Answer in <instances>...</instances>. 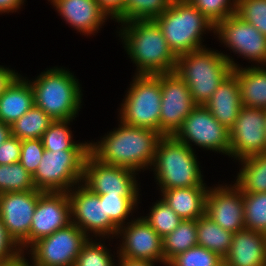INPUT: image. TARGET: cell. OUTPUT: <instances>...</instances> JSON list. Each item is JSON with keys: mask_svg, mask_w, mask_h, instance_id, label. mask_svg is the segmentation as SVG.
Returning a JSON list of instances; mask_svg holds the SVG:
<instances>
[{"mask_svg": "<svg viewBox=\"0 0 266 266\" xmlns=\"http://www.w3.org/2000/svg\"><path fill=\"white\" fill-rule=\"evenodd\" d=\"M119 122V127L105 134L100 141L89 142V153L101 163L135 172L152 168L163 135L152 129Z\"/></svg>", "mask_w": 266, "mask_h": 266, "instance_id": "6da1fadb", "label": "cell"}, {"mask_svg": "<svg viewBox=\"0 0 266 266\" xmlns=\"http://www.w3.org/2000/svg\"><path fill=\"white\" fill-rule=\"evenodd\" d=\"M121 26L119 37L137 66L135 74L155 75L175 71L177 57L154 20L129 21L121 23Z\"/></svg>", "mask_w": 266, "mask_h": 266, "instance_id": "7a4b0ae2", "label": "cell"}, {"mask_svg": "<svg viewBox=\"0 0 266 266\" xmlns=\"http://www.w3.org/2000/svg\"><path fill=\"white\" fill-rule=\"evenodd\" d=\"M233 59L204 47L177 56L174 72L187 84L195 104L204 106L233 69L240 68Z\"/></svg>", "mask_w": 266, "mask_h": 266, "instance_id": "3957f363", "label": "cell"}, {"mask_svg": "<svg viewBox=\"0 0 266 266\" xmlns=\"http://www.w3.org/2000/svg\"><path fill=\"white\" fill-rule=\"evenodd\" d=\"M66 68H49L29 83L34 105L53 120H74L82 103V87L76 76Z\"/></svg>", "mask_w": 266, "mask_h": 266, "instance_id": "277c9868", "label": "cell"}, {"mask_svg": "<svg viewBox=\"0 0 266 266\" xmlns=\"http://www.w3.org/2000/svg\"><path fill=\"white\" fill-rule=\"evenodd\" d=\"M154 21L176 57L204 48L202 36L206 30L215 33V25L188 0H172Z\"/></svg>", "mask_w": 266, "mask_h": 266, "instance_id": "5b68a950", "label": "cell"}, {"mask_svg": "<svg viewBox=\"0 0 266 266\" xmlns=\"http://www.w3.org/2000/svg\"><path fill=\"white\" fill-rule=\"evenodd\" d=\"M194 149L174 136H163L151 168L161 191L206 185Z\"/></svg>", "mask_w": 266, "mask_h": 266, "instance_id": "8992f818", "label": "cell"}, {"mask_svg": "<svg viewBox=\"0 0 266 266\" xmlns=\"http://www.w3.org/2000/svg\"><path fill=\"white\" fill-rule=\"evenodd\" d=\"M120 109L123 123L160 132L162 91L156 75L135 74Z\"/></svg>", "mask_w": 266, "mask_h": 266, "instance_id": "52a82bcc", "label": "cell"}, {"mask_svg": "<svg viewBox=\"0 0 266 266\" xmlns=\"http://www.w3.org/2000/svg\"><path fill=\"white\" fill-rule=\"evenodd\" d=\"M88 154L89 150H45L32 176L35 188L42 192H68L82 183Z\"/></svg>", "mask_w": 266, "mask_h": 266, "instance_id": "ba28073f", "label": "cell"}, {"mask_svg": "<svg viewBox=\"0 0 266 266\" xmlns=\"http://www.w3.org/2000/svg\"><path fill=\"white\" fill-rule=\"evenodd\" d=\"M88 236L75 224L39 239L29 247L34 266H74Z\"/></svg>", "mask_w": 266, "mask_h": 266, "instance_id": "9c48e42d", "label": "cell"}, {"mask_svg": "<svg viewBox=\"0 0 266 266\" xmlns=\"http://www.w3.org/2000/svg\"><path fill=\"white\" fill-rule=\"evenodd\" d=\"M229 132L205 106L196 105L173 136L191 149V143H194L200 148L229 156Z\"/></svg>", "mask_w": 266, "mask_h": 266, "instance_id": "30bf717a", "label": "cell"}, {"mask_svg": "<svg viewBox=\"0 0 266 266\" xmlns=\"http://www.w3.org/2000/svg\"><path fill=\"white\" fill-rule=\"evenodd\" d=\"M72 189L67 192L71 204V223L77 225L89 238V233L101 239L116 237L119 227L109 216H105L104 200H100L99 195L82 183Z\"/></svg>", "mask_w": 266, "mask_h": 266, "instance_id": "8fae6325", "label": "cell"}, {"mask_svg": "<svg viewBox=\"0 0 266 266\" xmlns=\"http://www.w3.org/2000/svg\"><path fill=\"white\" fill-rule=\"evenodd\" d=\"M162 91L160 133L173 136L196 106L187 84L175 72L155 74Z\"/></svg>", "mask_w": 266, "mask_h": 266, "instance_id": "7c38bea8", "label": "cell"}, {"mask_svg": "<svg viewBox=\"0 0 266 266\" xmlns=\"http://www.w3.org/2000/svg\"><path fill=\"white\" fill-rule=\"evenodd\" d=\"M137 172L101 163L90 153L84 163L82 184L97 195H139Z\"/></svg>", "mask_w": 266, "mask_h": 266, "instance_id": "4fadbf2b", "label": "cell"}, {"mask_svg": "<svg viewBox=\"0 0 266 266\" xmlns=\"http://www.w3.org/2000/svg\"><path fill=\"white\" fill-rule=\"evenodd\" d=\"M220 43L238 56L266 66V37L253 25L234 14L215 26V33ZM240 54V55H239Z\"/></svg>", "mask_w": 266, "mask_h": 266, "instance_id": "5bb4252c", "label": "cell"}, {"mask_svg": "<svg viewBox=\"0 0 266 266\" xmlns=\"http://www.w3.org/2000/svg\"><path fill=\"white\" fill-rule=\"evenodd\" d=\"M71 223V204L67 192H43L32 216L29 237L20 245L28 248L41 238L67 227Z\"/></svg>", "mask_w": 266, "mask_h": 266, "instance_id": "9a60e30c", "label": "cell"}, {"mask_svg": "<svg viewBox=\"0 0 266 266\" xmlns=\"http://www.w3.org/2000/svg\"><path fill=\"white\" fill-rule=\"evenodd\" d=\"M266 109L242 107L229 130V157L240 160L266 152Z\"/></svg>", "mask_w": 266, "mask_h": 266, "instance_id": "2e32d148", "label": "cell"}, {"mask_svg": "<svg viewBox=\"0 0 266 266\" xmlns=\"http://www.w3.org/2000/svg\"><path fill=\"white\" fill-rule=\"evenodd\" d=\"M117 236L123 238L122 244L117 247V256L164 264L162 237L142 216L127 222L126 226H121Z\"/></svg>", "mask_w": 266, "mask_h": 266, "instance_id": "e0dca14e", "label": "cell"}, {"mask_svg": "<svg viewBox=\"0 0 266 266\" xmlns=\"http://www.w3.org/2000/svg\"><path fill=\"white\" fill-rule=\"evenodd\" d=\"M230 186L209 187L205 215L224 230L236 233L245 229L243 193L235 184Z\"/></svg>", "mask_w": 266, "mask_h": 266, "instance_id": "ac0fdd59", "label": "cell"}, {"mask_svg": "<svg viewBox=\"0 0 266 266\" xmlns=\"http://www.w3.org/2000/svg\"><path fill=\"white\" fill-rule=\"evenodd\" d=\"M42 193L36 189L0 194V218L19 246L29 237L32 216Z\"/></svg>", "mask_w": 266, "mask_h": 266, "instance_id": "d6986e66", "label": "cell"}, {"mask_svg": "<svg viewBox=\"0 0 266 266\" xmlns=\"http://www.w3.org/2000/svg\"><path fill=\"white\" fill-rule=\"evenodd\" d=\"M61 17L82 35L97 33L107 21L108 14L97 0H48ZM100 27V28H99ZM97 31V32H96Z\"/></svg>", "mask_w": 266, "mask_h": 266, "instance_id": "ffe728a7", "label": "cell"}, {"mask_svg": "<svg viewBox=\"0 0 266 266\" xmlns=\"http://www.w3.org/2000/svg\"><path fill=\"white\" fill-rule=\"evenodd\" d=\"M223 260L229 266H266V234L246 229L233 233Z\"/></svg>", "mask_w": 266, "mask_h": 266, "instance_id": "44dd1931", "label": "cell"}, {"mask_svg": "<svg viewBox=\"0 0 266 266\" xmlns=\"http://www.w3.org/2000/svg\"><path fill=\"white\" fill-rule=\"evenodd\" d=\"M204 106L219 123L230 130L243 107L237 77L231 73Z\"/></svg>", "mask_w": 266, "mask_h": 266, "instance_id": "7402d4cb", "label": "cell"}, {"mask_svg": "<svg viewBox=\"0 0 266 266\" xmlns=\"http://www.w3.org/2000/svg\"><path fill=\"white\" fill-rule=\"evenodd\" d=\"M209 187L206 185L182 187L161 191L162 200L182 220H197L205 215V201Z\"/></svg>", "mask_w": 266, "mask_h": 266, "instance_id": "603a6c76", "label": "cell"}, {"mask_svg": "<svg viewBox=\"0 0 266 266\" xmlns=\"http://www.w3.org/2000/svg\"><path fill=\"white\" fill-rule=\"evenodd\" d=\"M34 105L33 89L20 74L0 95V121L12 125Z\"/></svg>", "mask_w": 266, "mask_h": 266, "instance_id": "cb8c5ba5", "label": "cell"}, {"mask_svg": "<svg viewBox=\"0 0 266 266\" xmlns=\"http://www.w3.org/2000/svg\"><path fill=\"white\" fill-rule=\"evenodd\" d=\"M232 73L238 79L242 106L266 109V66L240 67Z\"/></svg>", "mask_w": 266, "mask_h": 266, "instance_id": "d4e9b609", "label": "cell"}, {"mask_svg": "<svg viewBox=\"0 0 266 266\" xmlns=\"http://www.w3.org/2000/svg\"><path fill=\"white\" fill-rule=\"evenodd\" d=\"M241 169L235 185L242 193L266 192V152L238 160Z\"/></svg>", "mask_w": 266, "mask_h": 266, "instance_id": "484cf974", "label": "cell"}, {"mask_svg": "<svg viewBox=\"0 0 266 266\" xmlns=\"http://www.w3.org/2000/svg\"><path fill=\"white\" fill-rule=\"evenodd\" d=\"M233 233L224 230L206 215L197 219V245L224 258L231 247Z\"/></svg>", "mask_w": 266, "mask_h": 266, "instance_id": "4316f807", "label": "cell"}, {"mask_svg": "<svg viewBox=\"0 0 266 266\" xmlns=\"http://www.w3.org/2000/svg\"><path fill=\"white\" fill-rule=\"evenodd\" d=\"M194 246H197V220H182L170 234L162 238L164 265Z\"/></svg>", "mask_w": 266, "mask_h": 266, "instance_id": "83f0119b", "label": "cell"}, {"mask_svg": "<svg viewBox=\"0 0 266 266\" xmlns=\"http://www.w3.org/2000/svg\"><path fill=\"white\" fill-rule=\"evenodd\" d=\"M53 121L41 108L33 105L10 125L11 135L20 140L41 139Z\"/></svg>", "mask_w": 266, "mask_h": 266, "instance_id": "f1b7e54d", "label": "cell"}, {"mask_svg": "<svg viewBox=\"0 0 266 266\" xmlns=\"http://www.w3.org/2000/svg\"><path fill=\"white\" fill-rule=\"evenodd\" d=\"M73 120H54L43 133L42 143L45 150H89V143H77L72 140V132L69 128Z\"/></svg>", "mask_w": 266, "mask_h": 266, "instance_id": "f546056e", "label": "cell"}, {"mask_svg": "<svg viewBox=\"0 0 266 266\" xmlns=\"http://www.w3.org/2000/svg\"><path fill=\"white\" fill-rule=\"evenodd\" d=\"M172 0H124L122 12L115 22L154 20L169 8Z\"/></svg>", "mask_w": 266, "mask_h": 266, "instance_id": "4dcf8cb0", "label": "cell"}, {"mask_svg": "<svg viewBox=\"0 0 266 266\" xmlns=\"http://www.w3.org/2000/svg\"><path fill=\"white\" fill-rule=\"evenodd\" d=\"M36 190L32 175L20 164L0 165V194Z\"/></svg>", "mask_w": 266, "mask_h": 266, "instance_id": "1f68e13d", "label": "cell"}, {"mask_svg": "<svg viewBox=\"0 0 266 266\" xmlns=\"http://www.w3.org/2000/svg\"><path fill=\"white\" fill-rule=\"evenodd\" d=\"M244 226L266 234V192L243 193Z\"/></svg>", "mask_w": 266, "mask_h": 266, "instance_id": "d6a6232c", "label": "cell"}, {"mask_svg": "<svg viewBox=\"0 0 266 266\" xmlns=\"http://www.w3.org/2000/svg\"><path fill=\"white\" fill-rule=\"evenodd\" d=\"M104 200L105 216L120 228L126 225L129 215L138 207L139 195H99Z\"/></svg>", "mask_w": 266, "mask_h": 266, "instance_id": "836d02e7", "label": "cell"}, {"mask_svg": "<svg viewBox=\"0 0 266 266\" xmlns=\"http://www.w3.org/2000/svg\"><path fill=\"white\" fill-rule=\"evenodd\" d=\"M147 215L149 216L142 217L162 238L170 234L182 221L162 198L155 202Z\"/></svg>", "mask_w": 266, "mask_h": 266, "instance_id": "e575fe53", "label": "cell"}, {"mask_svg": "<svg viewBox=\"0 0 266 266\" xmlns=\"http://www.w3.org/2000/svg\"><path fill=\"white\" fill-rule=\"evenodd\" d=\"M92 238L83 244L74 266H117L105 243H101V239L96 242Z\"/></svg>", "mask_w": 266, "mask_h": 266, "instance_id": "d590c367", "label": "cell"}, {"mask_svg": "<svg viewBox=\"0 0 266 266\" xmlns=\"http://www.w3.org/2000/svg\"><path fill=\"white\" fill-rule=\"evenodd\" d=\"M221 261L217 253L197 245L173 257L166 266H217Z\"/></svg>", "mask_w": 266, "mask_h": 266, "instance_id": "8d00e7d4", "label": "cell"}, {"mask_svg": "<svg viewBox=\"0 0 266 266\" xmlns=\"http://www.w3.org/2000/svg\"><path fill=\"white\" fill-rule=\"evenodd\" d=\"M236 1V15L266 37V0Z\"/></svg>", "mask_w": 266, "mask_h": 266, "instance_id": "74e56055", "label": "cell"}, {"mask_svg": "<svg viewBox=\"0 0 266 266\" xmlns=\"http://www.w3.org/2000/svg\"><path fill=\"white\" fill-rule=\"evenodd\" d=\"M215 26L236 14V0H188Z\"/></svg>", "mask_w": 266, "mask_h": 266, "instance_id": "f35d334b", "label": "cell"}, {"mask_svg": "<svg viewBox=\"0 0 266 266\" xmlns=\"http://www.w3.org/2000/svg\"><path fill=\"white\" fill-rule=\"evenodd\" d=\"M42 139L22 140L20 164L33 176L44 154Z\"/></svg>", "mask_w": 266, "mask_h": 266, "instance_id": "ab89813d", "label": "cell"}, {"mask_svg": "<svg viewBox=\"0 0 266 266\" xmlns=\"http://www.w3.org/2000/svg\"><path fill=\"white\" fill-rule=\"evenodd\" d=\"M24 253L10 236L0 218V266H7L20 261L24 257Z\"/></svg>", "mask_w": 266, "mask_h": 266, "instance_id": "60d3db41", "label": "cell"}, {"mask_svg": "<svg viewBox=\"0 0 266 266\" xmlns=\"http://www.w3.org/2000/svg\"><path fill=\"white\" fill-rule=\"evenodd\" d=\"M22 140L10 135L0 145V165L13 164L20 160Z\"/></svg>", "mask_w": 266, "mask_h": 266, "instance_id": "b9f144b4", "label": "cell"}, {"mask_svg": "<svg viewBox=\"0 0 266 266\" xmlns=\"http://www.w3.org/2000/svg\"><path fill=\"white\" fill-rule=\"evenodd\" d=\"M100 7L108 14L113 20L123 10L124 0H97Z\"/></svg>", "mask_w": 266, "mask_h": 266, "instance_id": "7bdbcfd3", "label": "cell"}, {"mask_svg": "<svg viewBox=\"0 0 266 266\" xmlns=\"http://www.w3.org/2000/svg\"><path fill=\"white\" fill-rule=\"evenodd\" d=\"M18 75V72H15V70H11L9 67L5 68L0 65V95L8 88Z\"/></svg>", "mask_w": 266, "mask_h": 266, "instance_id": "ee69618b", "label": "cell"}, {"mask_svg": "<svg viewBox=\"0 0 266 266\" xmlns=\"http://www.w3.org/2000/svg\"><path fill=\"white\" fill-rule=\"evenodd\" d=\"M25 0H0V14L16 12L20 6L24 5Z\"/></svg>", "mask_w": 266, "mask_h": 266, "instance_id": "f6af8a7d", "label": "cell"}, {"mask_svg": "<svg viewBox=\"0 0 266 266\" xmlns=\"http://www.w3.org/2000/svg\"><path fill=\"white\" fill-rule=\"evenodd\" d=\"M118 257V266H154L155 262Z\"/></svg>", "mask_w": 266, "mask_h": 266, "instance_id": "bcb514c9", "label": "cell"}, {"mask_svg": "<svg viewBox=\"0 0 266 266\" xmlns=\"http://www.w3.org/2000/svg\"><path fill=\"white\" fill-rule=\"evenodd\" d=\"M11 135L10 125L0 121V145Z\"/></svg>", "mask_w": 266, "mask_h": 266, "instance_id": "7dc6e473", "label": "cell"}, {"mask_svg": "<svg viewBox=\"0 0 266 266\" xmlns=\"http://www.w3.org/2000/svg\"><path fill=\"white\" fill-rule=\"evenodd\" d=\"M25 258V256L18 262L11 264V265H7V266H34L32 264H30V262Z\"/></svg>", "mask_w": 266, "mask_h": 266, "instance_id": "c3c4849f", "label": "cell"}, {"mask_svg": "<svg viewBox=\"0 0 266 266\" xmlns=\"http://www.w3.org/2000/svg\"><path fill=\"white\" fill-rule=\"evenodd\" d=\"M217 266H229V265L223 260Z\"/></svg>", "mask_w": 266, "mask_h": 266, "instance_id": "681fc988", "label": "cell"}]
</instances>
